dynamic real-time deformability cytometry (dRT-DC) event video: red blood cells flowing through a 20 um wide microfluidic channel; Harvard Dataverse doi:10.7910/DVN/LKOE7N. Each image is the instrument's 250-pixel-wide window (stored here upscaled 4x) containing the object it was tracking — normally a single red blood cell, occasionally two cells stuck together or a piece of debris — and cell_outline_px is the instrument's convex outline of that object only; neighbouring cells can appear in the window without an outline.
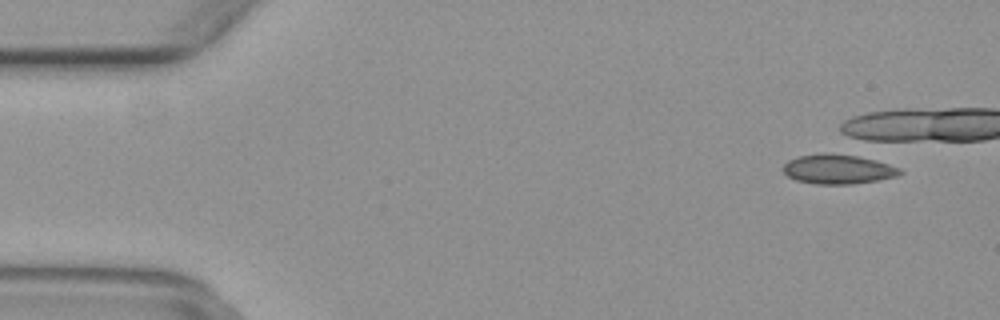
{"species": "common noctule bat (a hibernating species)", "species_latin": "Nyctalus noctula", "temperature_condition": "warm", "stored_images_in_passage": 4, "camera_frame_rate_fps": 3000, "um_per_image_px": 0.085, "animal": {"sex": "female", "body_mass_g": 29.2, "forearm_length_mm": 56.3}, "frame": {"image": 1, "passage_image": 4, "time_ms": 1.0, "image_size_px": [1000, 320], "cell_outline_px": [[904, 172], [896, 176], [876, 180], [852, 184], [816, 184], [796, 180], [788, 176], [784, 172], [784, 164], [788, 160], [800, 156], [848, 152], [868, 156], [900, 168]], "centroid_in_image_um": [71.31, 14.35], "position_along_channel_um": 13.7, "area_um2": 20.4}}